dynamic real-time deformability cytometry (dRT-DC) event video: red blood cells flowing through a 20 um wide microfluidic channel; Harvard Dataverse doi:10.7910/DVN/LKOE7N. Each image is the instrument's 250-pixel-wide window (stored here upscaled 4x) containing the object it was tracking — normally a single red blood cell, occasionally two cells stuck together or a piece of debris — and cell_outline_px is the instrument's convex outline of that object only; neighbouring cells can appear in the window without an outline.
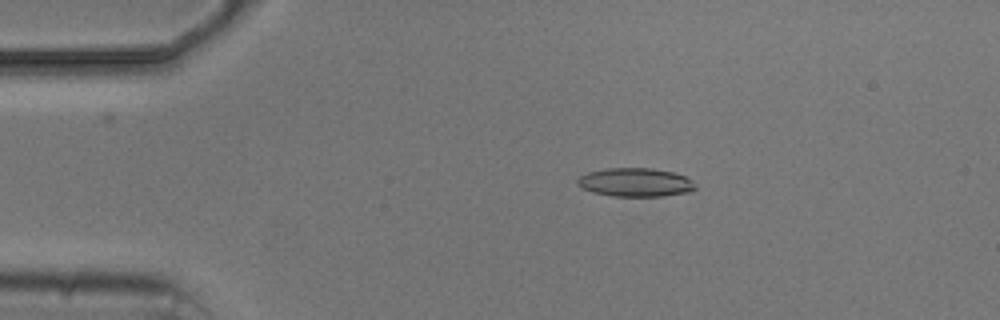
{"species": "common noctule bat (a hibernating species)", "species_latin": "Nyctalus noctula", "temperature_condition": "cold", "stored_images_in_passage": 8, "camera_frame_rate_fps": 3000, "um_per_image_px": 0.085, "animal": {"sex": "male", "body_mass_g": 20.5, "forearm_length_mm": 52.5}, "frame": {"image": 1, "passage_image": 4, "time_ms": 3.333, "image_size_px": [1000, 320], "cell_outline_px": [[696, 188], [692, 192], [660, 196], [612, 196], [592, 192], [576, 184], [576, 180], [580, 176], [588, 172], [608, 168], [652, 168], [672, 172], [684, 176], [692, 180], [696, 184]], "centroid_in_image_um": [54.02, 15.5], "position_along_channel_um": 31.0, "area_um2": 19.71}}
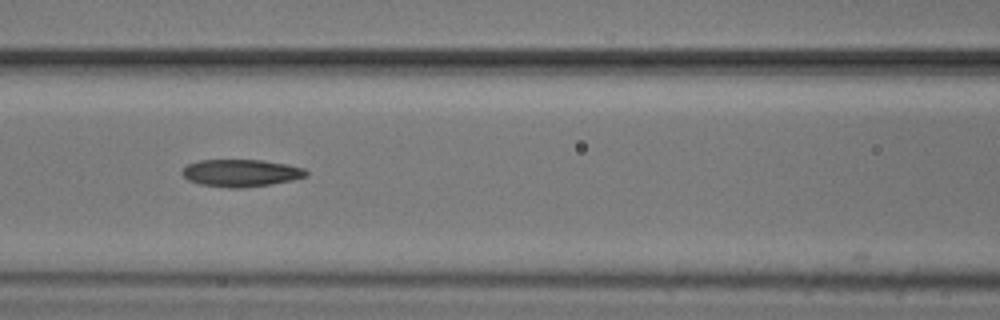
{"frame": {"image": 2, "passage_image": 7, "time_ms": 7.667, "image_size_px": [1000, 320], "cell_outline_px": [[308, 176], [292, 180], [272, 184], [244, 188], [228, 188], [200, 184], [188, 180], [180, 172], [188, 164], [200, 160], [264, 160], [288, 164], [304, 168], [308, 172]], "centroid_in_image_um": [20.51, 14.7], "position_along_channel_um": 146.1, "area_um2": 19.88}}
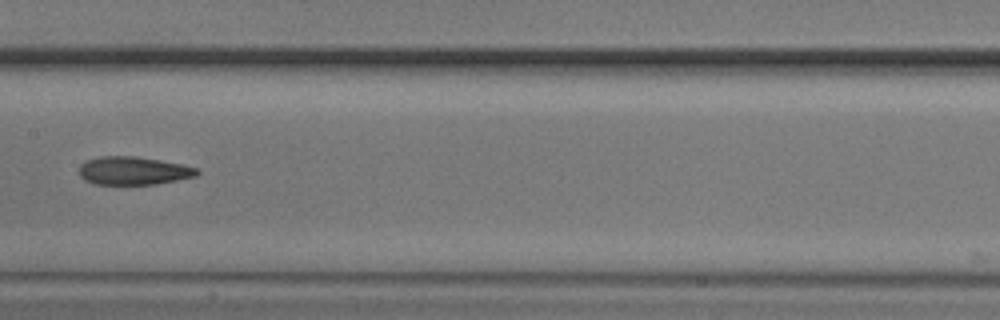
{"frame": {"image": 3, "passage_image": 8, "time_ms": 9.0, "image_size_px": [1000, 320], "cell_outline_px": [[200, 172], [196, 176], [156, 184], [92, 184], [84, 180], [80, 176], [80, 164], [88, 160], [100, 156], [136, 156], [160, 160], [180, 164], [196, 168]], "centroid_in_image_um": [11.31, 14.51], "position_along_channel_um": 196.1, "area_um2": 19.25}}